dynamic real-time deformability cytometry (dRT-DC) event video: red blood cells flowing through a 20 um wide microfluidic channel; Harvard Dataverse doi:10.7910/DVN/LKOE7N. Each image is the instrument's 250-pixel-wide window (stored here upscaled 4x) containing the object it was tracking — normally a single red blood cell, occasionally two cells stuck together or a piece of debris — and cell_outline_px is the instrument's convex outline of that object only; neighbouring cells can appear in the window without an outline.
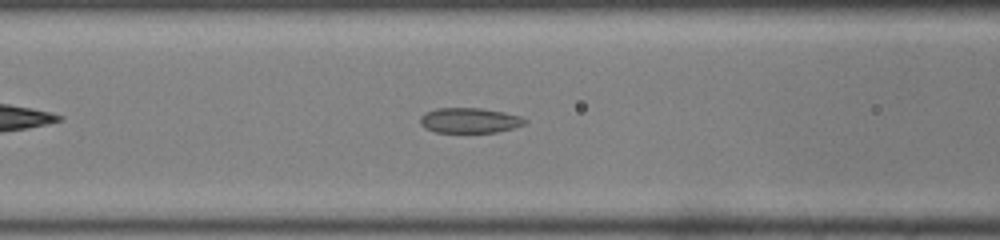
{"species": "common noctule bat (a hibernating species)", "species_latin": "Nyctalus noctula", "temperature_condition": "room temperature", "stored_images_in_passage": 32, "camera_frame_rate_fps": 3000, "um_per_image_px": 0.085, "animal": {"sex": "male", "body_mass_g": 19.0, "forearm_length_mm": 50.8}, "frame": {"image": 1, "passage_image": 11, "time_ms": 3.333, "image_size_px": [1000, 240], "cell_outline_px": [[528, 120], [524, 124], [512, 128], [496, 132], [436, 132], [424, 128], [420, 124], [420, 116], [424, 112], [436, 108], [480, 108], [504, 112], [520, 116]], "centroid_in_image_um": [39.87, 10.23], "position_along_channel_um": 126.7, "area_um2": 15.37}}
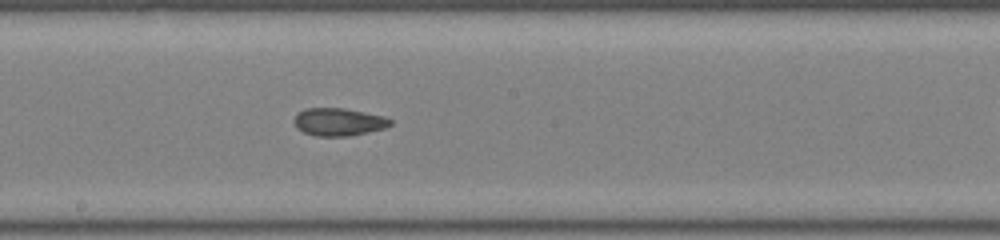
{"frame": {"image": 2, "passage_image": 18, "time_ms": 5.667, "image_size_px": [1000, 240], "cell_outline_px": [[392, 124], [384, 128], [368, 132], [348, 136], [316, 136], [304, 132], [296, 128], [292, 120], [300, 112], [308, 108], [344, 108], [384, 116], [392, 120]], "centroid_in_image_um": [28.78, 10.37], "position_along_channel_um": 219.4, "area_um2": 15.49}}
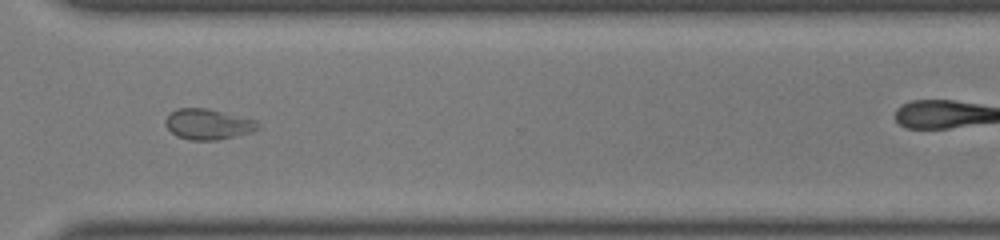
{"frame": {"image": 3, "passage_image": 28, "time_ms": 9.0, "image_size_px": [1000, 240], "cell_outline_px": [[260, 128], [252, 132], [216, 140], [188, 140], [176, 136], [164, 124], [164, 120], [176, 108], [208, 108], [256, 120], [260, 124]], "centroid_in_image_um": [17.68, 10.56], "position_along_channel_um": 352.9, "area_um2": 16.53}}